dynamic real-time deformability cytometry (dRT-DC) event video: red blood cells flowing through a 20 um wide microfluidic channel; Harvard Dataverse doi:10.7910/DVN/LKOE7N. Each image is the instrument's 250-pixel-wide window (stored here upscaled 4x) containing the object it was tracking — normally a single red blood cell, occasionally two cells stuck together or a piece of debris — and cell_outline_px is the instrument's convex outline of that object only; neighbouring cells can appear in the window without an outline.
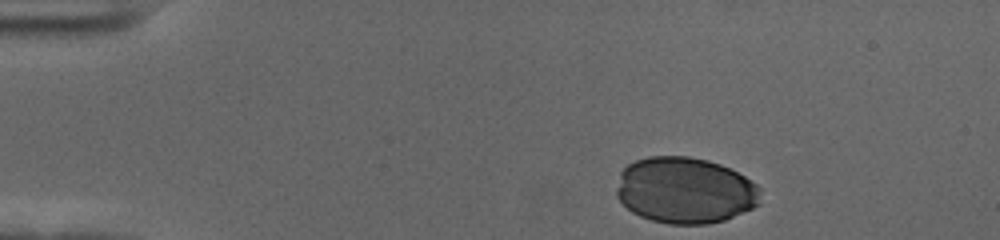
{"species": "human", "species_latin": "Homo sapiens", "temperature_condition": "cold", "stored_images_in_passage": 37, "camera_frame_rate_fps": 3000, "um_per_image_px": 0.085, "donor": {"sex": "female"}, "frame": {"image": 1, "passage_image": 1, "time_ms": 0.0, "image_size_px": [1000, 240], "cell_outline_px": [[760, 204], [752, 208], [724, 220], [708, 224], [668, 224], [652, 220], [640, 216], [632, 212], [616, 196], [616, 188], [620, 172], [628, 164], [636, 160], [648, 156], [688, 156], [708, 160], [720, 164], [744, 176], [756, 184], [760, 188]], "centroid_in_image_um": [58.22, 16.18], "position_along_channel_um": 26.8, "area_um2": 55.72}}